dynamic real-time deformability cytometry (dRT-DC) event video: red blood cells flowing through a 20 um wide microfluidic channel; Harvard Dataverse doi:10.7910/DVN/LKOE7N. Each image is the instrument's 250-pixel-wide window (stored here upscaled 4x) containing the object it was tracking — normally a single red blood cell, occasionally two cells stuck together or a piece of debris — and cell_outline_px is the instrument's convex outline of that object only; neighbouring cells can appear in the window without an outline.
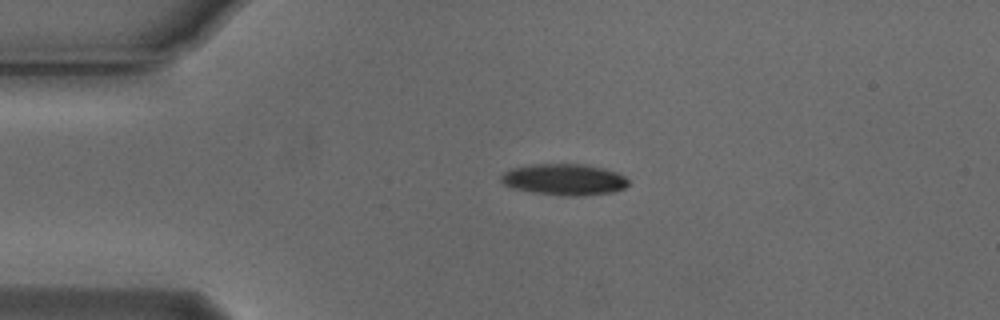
{"species": "Egyptian fruit bat (a non-hibernating species)", "species_latin": "Rousettus aegyptiacus", "temperature_condition": "cold", "stored_images_in_passage": 43, "camera_frame_rate_fps": 3000, "um_per_image_px": 0.085, "animal": {"sex": "male"}, "frame": {"image": 1, "passage_image": 1, "time_ms": 0.0, "image_size_px": [1000, 320], "cell_outline_px": [[628, 184], [624, 188], [612, 192], [580, 196], [564, 196], [532, 192], [516, 188], [504, 184], [500, 180], [500, 176], [508, 168], [532, 164], [580, 164], [604, 168], [616, 172], [624, 176], [628, 180]], "centroid_in_image_um": [47.93, 15.25], "position_along_channel_um": 37.1, "area_um2": 23.24}}
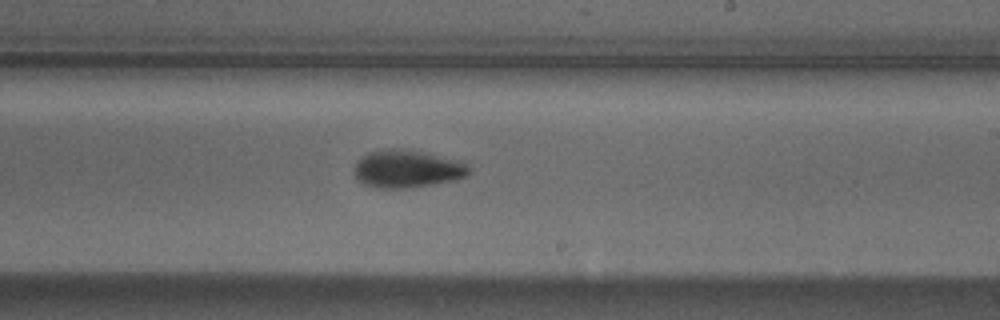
{"frame": {"image": 2, "passage_image": 21, "time_ms": 6.667, "image_size_px": [1000, 320], "cell_outline_px": [[472, 172], [468, 176], [456, 180], [408, 188], [376, 188], [364, 184], [356, 180], [356, 164], [368, 152], [388, 148], [404, 148], [464, 160], [472, 168]], "centroid_in_image_um": [34.71, 14.34], "position_along_channel_um": 254.3, "area_um2": 25.66}}
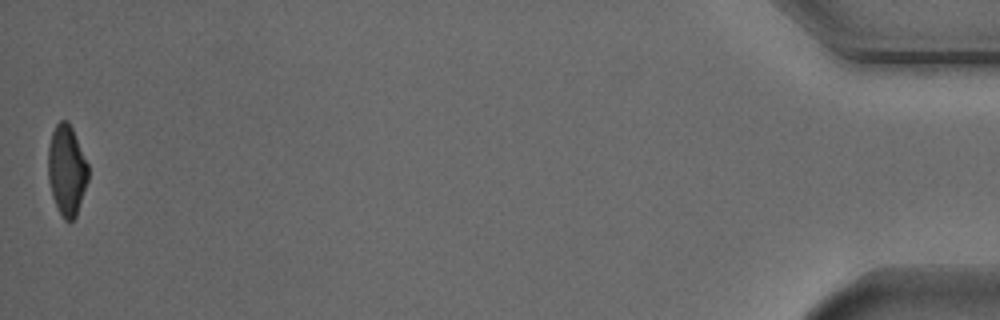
{"frame": {"image": 3, "passage_image": 43, "time_ms": 14.0, "image_size_px": [1000, 320], "cell_outline_px": [[88, 180], [76, 216], [72, 220], [64, 220], [52, 196], [48, 180], [48, 144], [52, 132], [56, 124], [60, 120], [68, 120], [72, 128], [88, 164]], "centroid_in_image_um": [5.66, 14.44], "position_along_channel_um": 429.5, "area_um2": 21.04}, "authors_computed_cell_mechanics": {"area_um2": 23.987, "velocity_mm_per_s": 3.7611, "shape_relaxation_time_tau1_ms": 2.9191, "shape_relaxation_time_tau2_ms": 8.4794, "deformation_change_tau1": 0.1513, "deformation_change_tau2": 0.1288}}